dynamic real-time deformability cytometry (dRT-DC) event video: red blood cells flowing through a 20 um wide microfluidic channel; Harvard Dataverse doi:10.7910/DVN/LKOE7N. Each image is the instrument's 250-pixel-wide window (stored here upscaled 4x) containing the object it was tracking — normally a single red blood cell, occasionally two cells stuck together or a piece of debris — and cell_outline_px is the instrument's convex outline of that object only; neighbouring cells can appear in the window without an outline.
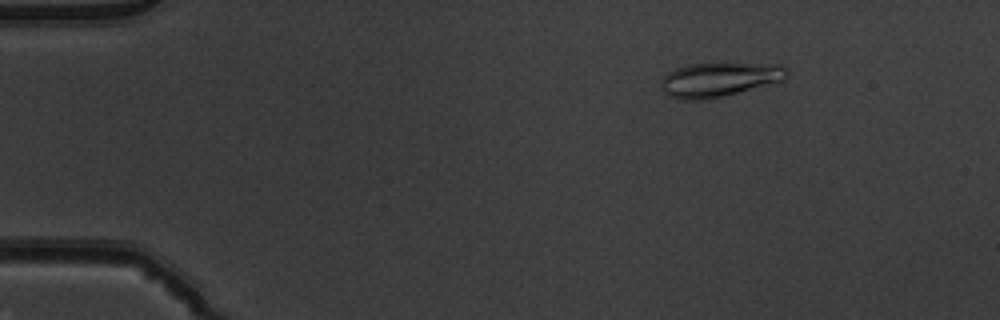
{"species": "common noctule bat (a hibernating species)", "species_latin": "Nyctalus noctula", "temperature_condition": "warm", "stored_images_in_passage": 52, "camera_frame_rate_fps": 3000, "um_per_image_px": 0.085, "animal": {"sex": "male", "body_mass_g": 19.5, "forearm_length_mm": 54.6}, "frame": {"image": 1, "passage_image": 8, "time_ms": 2.333, "image_size_px": [1000, 320], "cell_outline_px": [[788, 76], [784, 80], [720, 96], [700, 100], [684, 100], [668, 96], [660, 88], [660, 80], [668, 72], [676, 68], [688, 64], [784, 64], [788, 68]], "centroid_in_image_um": [61.1, 6.75], "position_along_channel_um": 23.9, "area_um2": 24.85}}
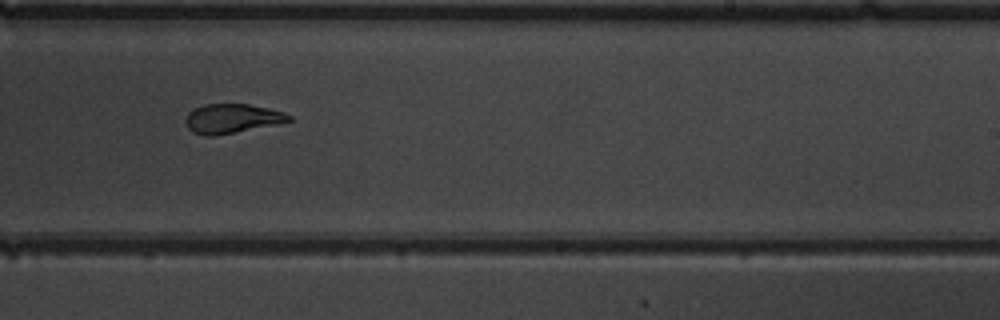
{"frame": {"image": 2, "passage_image": 33, "time_ms": 10.667, "image_size_px": [1000, 320], "cell_outline_px": [[292, 120], [276, 124], [212, 136], [204, 136], [192, 132], [188, 128], [184, 120], [188, 112], [192, 108], [204, 104], [248, 104], [268, 108], [284, 112], [292, 116]], "centroid_in_image_um": [19.67, 10.06], "position_along_channel_um": 269.3, "area_um2": 17.63}}
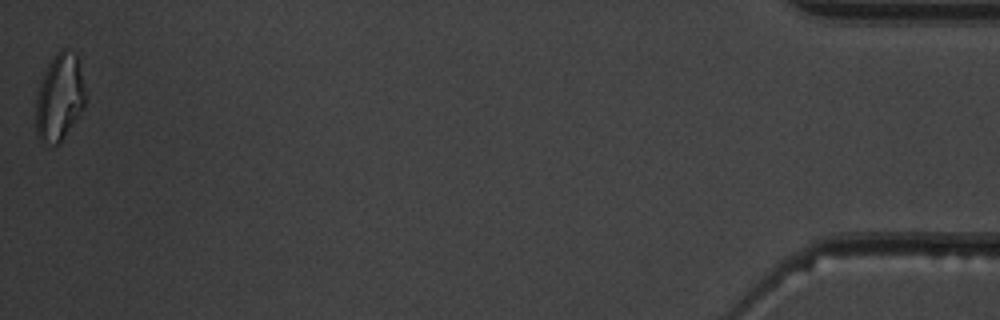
{"frame": {"image": 3, "passage_image": 52, "time_ms": 17.0, "image_size_px": [1000, 320], "cell_outline_px": [[84, 104], [80, 112], [60, 144], [56, 144], [40, 140], [36, 136], [36, 100], [40, 84], [44, 72], [52, 56], [60, 48], [64, 48], [76, 52], [84, 88]], "centroid_in_image_um": [5.04, 8.24], "position_along_channel_um": 430.2, "area_um2": 24.8}, "authors_computed_cell_mechanics": {"area_um2": 19.8254, "velocity_mm_per_s": 3.9565, "shape_relaxation_time_tau1_ms": 10.3218, "shape_relaxation_time_tau2_ms": 1.7976, "deformation_change_tau1": 0.3135, "deformation_change_tau2": 0.0739}}